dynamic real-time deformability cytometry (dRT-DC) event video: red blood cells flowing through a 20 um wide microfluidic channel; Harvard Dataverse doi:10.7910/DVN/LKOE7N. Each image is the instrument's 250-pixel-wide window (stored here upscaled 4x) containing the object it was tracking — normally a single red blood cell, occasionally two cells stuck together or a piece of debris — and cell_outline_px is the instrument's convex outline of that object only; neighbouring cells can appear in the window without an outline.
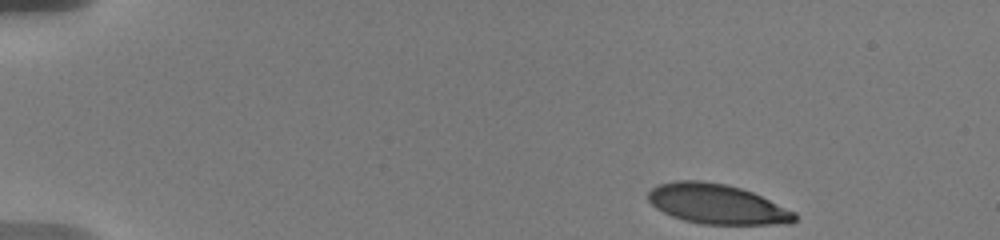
{"species": "human", "species_latin": "Homo sapiens", "temperature_condition": "warm", "stored_images_in_passage": 22, "camera_frame_rate_fps": 3000, "um_per_image_px": 0.085, "donor": {"sex": "male"}, "frame": {"image": 1, "passage_image": 1, "time_ms": 0.0, "image_size_px": [1000, 240], "cell_outline_px": [[796, 220], [792, 224], [700, 224], [684, 220], [672, 216], [656, 208], [648, 200], [648, 192], [656, 184], [676, 180], [700, 180], [728, 184], [752, 192], [796, 212]], "centroid_in_image_um": [60.94, 17.34], "position_along_channel_um": 24.1, "area_um2": 34.16}}
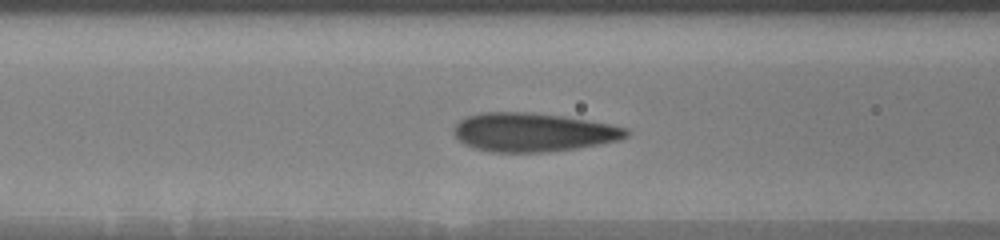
{"frame": {"image": 2, "passage_image": 13, "time_ms": 5.667, "image_size_px": [1000, 240], "cell_outline_px": [[628, 136], [620, 140], [576, 148], [544, 152], [492, 152], [476, 148], [464, 144], [452, 132], [452, 128], [464, 116], [480, 112], [524, 112], [560, 116], [608, 124], [628, 128]], "centroid_in_image_um": [45.26, 11.24], "position_along_channel_um": 121.3, "area_um2": 38.67}}
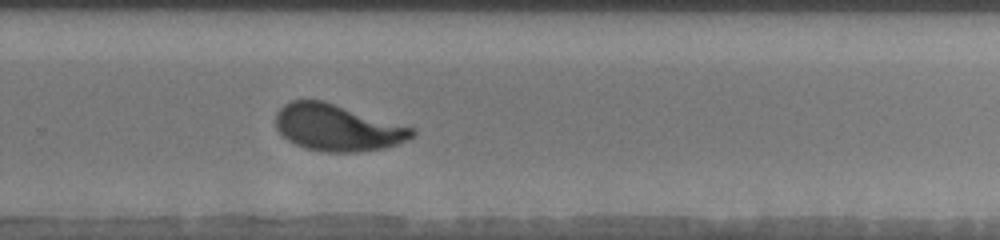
{"frame": {"image": 3, "passage_image": 22, "time_ms": 10.667, "image_size_px": [1000, 240], "cell_outline_px": [[416, 132], [412, 136], [396, 144], [384, 148], [360, 152], [328, 152], [304, 148], [288, 140], [276, 128], [276, 112], [284, 104], [292, 100], [324, 100], [416, 128]], "centroid_in_image_um": [28.68, 10.84], "position_along_channel_um": 301.1, "area_um2": 37.11}}